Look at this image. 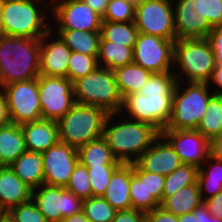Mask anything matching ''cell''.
<instances>
[{"label":"cell","mask_w":222,"mask_h":222,"mask_svg":"<svg viewBox=\"0 0 222 222\" xmlns=\"http://www.w3.org/2000/svg\"><path fill=\"white\" fill-rule=\"evenodd\" d=\"M178 81L174 73H152L137 93L123 98L120 114L145 122L161 132L172 114L173 94Z\"/></svg>","instance_id":"obj_1"},{"label":"cell","mask_w":222,"mask_h":222,"mask_svg":"<svg viewBox=\"0 0 222 222\" xmlns=\"http://www.w3.org/2000/svg\"><path fill=\"white\" fill-rule=\"evenodd\" d=\"M159 135L152 125L131 120L120 113L108 114L103 130V137L122 164L135 163Z\"/></svg>","instance_id":"obj_2"},{"label":"cell","mask_w":222,"mask_h":222,"mask_svg":"<svg viewBox=\"0 0 222 222\" xmlns=\"http://www.w3.org/2000/svg\"><path fill=\"white\" fill-rule=\"evenodd\" d=\"M40 76V38L0 35V88Z\"/></svg>","instance_id":"obj_3"},{"label":"cell","mask_w":222,"mask_h":222,"mask_svg":"<svg viewBox=\"0 0 222 222\" xmlns=\"http://www.w3.org/2000/svg\"><path fill=\"white\" fill-rule=\"evenodd\" d=\"M46 1L3 0L1 34L25 38L43 37L51 30V24L48 23L49 19L46 18V11L51 10V3Z\"/></svg>","instance_id":"obj_4"},{"label":"cell","mask_w":222,"mask_h":222,"mask_svg":"<svg viewBox=\"0 0 222 222\" xmlns=\"http://www.w3.org/2000/svg\"><path fill=\"white\" fill-rule=\"evenodd\" d=\"M215 66L214 54L206 38L175 41L172 72L178 82L208 83Z\"/></svg>","instance_id":"obj_5"},{"label":"cell","mask_w":222,"mask_h":222,"mask_svg":"<svg viewBox=\"0 0 222 222\" xmlns=\"http://www.w3.org/2000/svg\"><path fill=\"white\" fill-rule=\"evenodd\" d=\"M75 101L104 109L108 114L119 113L123 98L119 92L114 70L98 66L73 82Z\"/></svg>","instance_id":"obj_6"},{"label":"cell","mask_w":222,"mask_h":222,"mask_svg":"<svg viewBox=\"0 0 222 222\" xmlns=\"http://www.w3.org/2000/svg\"><path fill=\"white\" fill-rule=\"evenodd\" d=\"M182 83L178 82L174 90L172 114L163 130H197L214 95L208 83Z\"/></svg>","instance_id":"obj_7"},{"label":"cell","mask_w":222,"mask_h":222,"mask_svg":"<svg viewBox=\"0 0 222 222\" xmlns=\"http://www.w3.org/2000/svg\"><path fill=\"white\" fill-rule=\"evenodd\" d=\"M107 116L108 113L102 108L76 103L56 121L60 142L78 149L103 136Z\"/></svg>","instance_id":"obj_8"},{"label":"cell","mask_w":222,"mask_h":222,"mask_svg":"<svg viewBox=\"0 0 222 222\" xmlns=\"http://www.w3.org/2000/svg\"><path fill=\"white\" fill-rule=\"evenodd\" d=\"M134 23L140 33L176 40L172 0H144L135 6Z\"/></svg>","instance_id":"obj_9"},{"label":"cell","mask_w":222,"mask_h":222,"mask_svg":"<svg viewBox=\"0 0 222 222\" xmlns=\"http://www.w3.org/2000/svg\"><path fill=\"white\" fill-rule=\"evenodd\" d=\"M38 89L42 119L57 121L76 104L73 82L66 77L40 75Z\"/></svg>","instance_id":"obj_10"},{"label":"cell","mask_w":222,"mask_h":222,"mask_svg":"<svg viewBox=\"0 0 222 222\" xmlns=\"http://www.w3.org/2000/svg\"><path fill=\"white\" fill-rule=\"evenodd\" d=\"M2 90L12 123L21 125L42 119L38 78L11 83Z\"/></svg>","instance_id":"obj_11"},{"label":"cell","mask_w":222,"mask_h":222,"mask_svg":"<svg viewBox=\"0 0 222 222\" xmlns=\"http://www.w3.org/2000/svg\"><path fill=\"white\" fill-rule=\"evenodd\" d=\"M49 3L50 16L55 20L51 30H101L102 17L82 0H49Z\"/></svg>","instance_id":"obj_12"},{"label":"cell","mask_w":222,"mask_h":222,"mask_svg":"<svg viewBox=\"0 0 222 222\" xmlns=\"http://www.w3.org/2000/svg\"><path fill=\"white\" fill-rule=\"evenodd\" d=\"M31 199L48 222H61L83 210V200L65 187L42 184L32 190Z\"/></svg>","instance_id":"obj_13"},{"label":"cell","mask_w":222,"mask_h":222,"mask_svg":"<svg viewBox=\"0 0 222 222\" xmlns=\"http://www.w3.org/2000/svg\"><path fill=\"white\" fill-rule=\"evenodd\" d=\"M175 41L139 32L133 48V63L151 73L171 72Z\"/></svg>","instance_id":"obj_14"},{"label":"cell","mask_w":222,"mask_h":222,"mask_svg":"<svg viewBox=\"0 0 222 222\" xmlns=\"http://www.w3.org/2000/svg\"><path fill=\"white\" fill-rule=\"evenodd\" d=\"M41 154L43 157L44 184L66 187L78 162L77 149L59 141Z\"/></svg>","instance_id":"obj_15"},{"label":"cell","mask_w":222,"mask_h":222,"mask_svg":"<svg viewBox=\"0 0 222 222\" xmlns=\"http://www.w3.org/2000/svg\"><path fill=\"white\" fill-rule=\"evenodd\" d=\"M160 134L184 164L199 168L210 156V141L198 130H162Z\"/></svg>","instance_id":"obj_16"},{"label":"cell","mask_w":222,"mask_h":222,"mask_svg":"<svg viewBox=\"0 0 222 222\" xmlns=\"http://www.w3.org/2000/svg\"><path fill=\"white\" fill-rule=\"evenodd\" d=\"M177 39L206 38L213 28L202 16L201 0H172Z\"/></svg>","instance_id":"obj_17"},{"label":"cell","mask_w":222,"mask_h":222,"mask_svg":"<svg viewBox=\"0 0 222 222\" xmlns=\"http://www.w3.org/2000/svg\"><path fill=\"white\" fill-rule=\"evenodd\" d=\"M54 34L50 30L40 38V75L67 78L71 50Z\"/></svg>","instance_id":"obj_18"},{"label":"cell","mask_w":222,"mask_h":222,"mask_svg":"<svg viewBox=\"0 0 222 222\" xmlns=\"http://www.w3.org/2000/svg\"><path fill=\"white\" fill-rule=\"evenodd\" d=\"M143 171L167 175L182 164L179 155L160 134L135 162Z\"/></svg>","instance_id":"obj_19"},{"label":"cell","mask_w":222,"mask_h":222,"mask_svg":"<svg viewBox=\"0 0 222 222\" xmlns=\"http://www.w3.org/2000/svg\"><path fill=\"white\" fill-rule=\"evenodd\" d=\"M32 189L9 166L0 168V211L5 214L11 208L30 201Z\"/></svg>","instance_id":"obj_20"},{"label":"cell","mask_w":222,"mask_h":222,"mask_svg":"<svg viewBox=\"0 0 222 222\" xmlns=\"http://www.w3.org/2000/svg\"><path fill=\"white\" fill-rule=\"evenodd\" d=\"M27 151L43 153L59 140L55 120L41 119L21 124Z\"/></svg>","instance_id":"obj_21"},{"label":"cell","mask_w":222,"mask_h":222,"mask_svg":"<svg viewBox=\"0 0 222 222\" xmlns=\"http://www.w3.org/2000/svg\"><path fill=\"white\" fill-rule=\"evenodd\" d=\"M130 183L131 164H121L111 175L106 192L102 197L116 211L131 209Z\"/></svg>","instance_id":"obj_22"},{"label":"cell","mask_w":222,"mask_h":222,"mask_svg":"<svg viewBox=\"0 0 222 222\" xmlns=\"http://www.w3.org/2000/svg\"><path fill=\"white\" fill-rule=\"evenodd\" d=\"M9 167L32 190L44 184L41 153L25 151Z\"/></svg>","instance_id":"obj_23"},{"label":"cell","mask_w":222,"mask_h":222,"mask_svg":"<svg viewBox=\"0 0 222 222\" xmlns=\"http://www.w3.org/2000/svg\"><path fill=\"white\" fill-rule=\"evenodd\" d=\"M78 161L85 167L120 166L103 136L79 147Z\"/></svg>","instance_id":"obj_24"},{"label":"cell","mask_w":222,"mask_h":222,"mask_svg":"<svg viewBox=\"0 0 222 222\" xmlns=\"http://www.w3.org/2000/svg\"><path fill=\"white\" fill-rule=\"evenodd\" d=\"M27 151L21 125L10 123L0 127V164L10 166Z\"/></svg>","instance_id":"obj_25"},{"label":"cell","mask_w":222,"mask_h":222,"mask_svg":"<svg viewBox=\"0 0 222 222\" xmlns=\"http://www.w3.org/2000/svg\"><path fill=\"white\" fill-rule=\"evenodd\" d=\"M203 203L198 184L189 185L164 198L160 207L176 216L191 213Z\"/></svg>","instance_id":"obj_26"},{"label":"cell","mask_w":222,"mask_h":222,"mask_svg":"<svg viewBox=\"0 0 222 222\" xmlns=\"http://www.w3.org/2000/svg\"><path fill=\"white\" fill-rule=\"evenodd\" d=\"M57 34L71 52H79L88 56H98L100 31L52 30ZM56 31V32H55Z\"/></svg>","instance_id":"obj_27"},{"label":"cell","mask_w":222,"mask_h":222,"mask_svg":"<svg viewBox=\"0 0 222 222\" xmlns=\"http://www.w3.org/2000/svg\"><path fill=\"white\" fill-rule=\"evenodd\" d=\"M197 184L202 200L219 193L222 190V161L209 156L199 167Z\"/></svg>","instance_id":"obj_28"},{"label":"cell","mask_w":222,"mask_h":222,"mask_svg":"<svg viewBox=\"0 0 222 222\" xmlns=\"http://www.w3.org/2000/svg\"><path fill=\"white\" fill-rule=\"evenodd\" d=\"M114 73L122 98L129 94L137 93L152 74L135 63L116 68Z\"/></svg>","instance_id":"obj_29"},{"label":"cell","mask_w":222,"mask_h":222,"mask_svg":"<svg viewBox=\"0 0 222 222\" xmlns=\"http://www.w3.org/2000/svg\"><path fill=\"white\" fill-rule=\"evenodd\" d=\"M133 48L110 41L99 42L98 66L115 70L133 63Z\"/></svg>","instance_id":"obj_30"},{"label":"cell","mask_w":222,"mask_h":222,"mask_svg":"<svg viewBox=\"0 0 222 222\" xmlns=\"http://www.w3.org/2000/svg\"><path fill=\"white\" fill-rule=\"evenodd\" d=\"M132 208L135 210L148 212L160 207V204L154 198H147V189L145 188V171L136 163L131 164V183L129 188Z\"/></svg>","instance_id":"obj_31"},{"label":"cell","mask_w":222,"mask_h":222,"mask_svg":"<svg viewBox=\"0 0 222 222\" xmlns=\"http://www.w3.org/2000/svg\"><path fill=\"white\" fill-rule=\"evenodd\" d=\"M100 41H110L128 47H134L139 31L134 21L110 22L102 21Z\"/></svg>","instance_id":"obj_32"},{"label":"cell","mask_w":222,"mask_h":222,"mask_svg":"<svg viewBox=\"0 0 222 222\" xmlns=\"http://www.w3.org/2000/svg\"><path fill=\"white\" fill-rule=\"evenodd\" d=\"M197 130L209 141L222 135V101L218 95L214 94L210 98Z\"/></svg>","instance_id":"obj_33"},{"label":"cell","mask_w":222,"mask_h":222,"mask_svg":"<svg viewBox=\"0 0 222 222\" xmlns=\"http://www.w3.org/2000/svg\"><path fill=\"white\" fill-rule=\"evenodd\" d=\"M199 168L194 165L182 163L172 173L165 175L162 200L173 195L179 189L197 183Z\"/></svg>","instance_id":"obj_34"},{"label":"cell","mask_w":222,"mask_h":222,"mask_svg":"<svg viewBox=\"0 0 222 222\" xmlns=\"http://www.w3.org/2000/svg\"><path fill=\"white\" fill-rule=\"evenodd\" d=\"M85 217L90 222H112L116 210L103 198L92 196L83 200Z\"/></svg>","instance_id":"obj_35"},{"label":"cell","mask_w":222,"mask_h":222,"mask_svg":"<svg viewBox=\"0 0 222 222\" xmlns=\"http://www.w3.org/2000/svg\"><path fill=\"white\" fill-rule=\"evenodd\" d=\"M89 180L88 168L78 161L65 188L71 191L77 198L86 200L92 197Z\"/></svg>","instance_id":"obj_36"},{"label":"cell","mask_w":222,"mask_h":222,"mask_svg":"<svg viewBox=\"0 0 222 222\" xmlns=\"http://www.w3.org/2000/svg\"><path fill=\"white\" fill-rule=\"evenodd\" d=\"M98 56H88L79 52H71L67 78L74 82L98 67Z\"/></svg>","instance_id":"obj_37"},{"label":"cell","mask_w":222,"mask_h":222,"mask_svg":"<svg viewBox=\"0 0 222 222\" xmlns=\"http://www.w3.org/2000/svg\"><path fill=\"white\" fill-rule=\"evenodd\" d=\"M135 20V5L128 0H110L102 21L131 22Z\"/></svg>","instance_id":"obj_38"},{"label":"cell","mask_w":222,"mask_h":222,"mask_svg":"<svg viewBox=\"0 0 222 222\" xmlns=\"http://www.w3.org/2000/svg\"><path fill=\"white\" fill-rule=\"evenodd\" d=\"M4 217L10 222H48L32 199L11 208Z\"/></svg>","instance_id":"obj_39"},{"label":"cell","mask_w":222,"mask_h":222,"mask_svg":"<svg viewBox=\"0 0 222 222\" xmlns=\"http://www.w3.org/2000/svg\"><path fill=\"white\" fill-rule=\"evenodd\" d=\"M119 166L87 167L92 196L102 197L108 187L111 175Z\"/></svg>","instance_id":"obj_40"},{"label":"cell","mask_w":222,"mask_h":222,"mask_svg":"<svg viewBox=\"0 0 222 222\" xmlns=\"http://www.w3.org/2000/svg\"><path fill=\"white\" fill-rule=\"evenodd\" d=\"M164 182L165 175L145 171L147 198H154L160 204L162 201Z\"/></svg>","instance_id":"obj_41"},{"label":"cell","mask_w":222,"mask_h":222,"mask_svg":"<svg viewBox=\"0 0 222 222\" xmlns=\"http://www.w3.org/2000/svg\"><path fill=\"white\" fill-rule=\"evenodd\" d=\"M202 16L213 27L222 24V0H201Z\"/></svg>","instance_id":"obj_42"},{"label":"cell","mask_w":222,"mask_h":222,"mask_svg":"<svg viewBox=\"0 0 222 222\" xmlns=\"http://www.w3.org/2000/svg\"><path fill=\"white\" fill-rule=\"evenodd\" d=\"M206 39L210 43L216 65H222V24L213 26Z\"/></svg>","instance_id":"obj_43"},{"label":"cell","mask_w":222,"mask_h":222,"mask_svg":"<svg viewBox=\"0 0 222 222\" xmlns=\"http://www.w3.org/2000/svg\"><path fill=\"white\" fill-rule=\"evenodd\" d=\"M112 222H146V213L133 208L116 211Z\"/></svg>","instance_id":"obj_44"},{"label":"cell","mask_w":222,"mask_h":222,"mask_svg":"<svg viewBox=\"0 0 222 222\" xmlns=\"http://www.w3.org/2000/svg\"><path fill=\"white\" fill-rule=\"evenodd\" d=\"M146 222H178V216L157 207L146 212Z\"/></svg>","instance_id":"obj_45"},{"label":"cell","mask_w":222,"mask_h":222,"mask_svg":"<svg viewBox=\"0 0 222 222\" xmlns=\"http://www.w3.org/2000/svg\"><path fill=\"white\" fill-rule=\"evenodd\" d=\"M207 207L202 203L191 213L178 216V222H206Z\"/></svg>","instance_id":"obj_46"},{"label":"cell","mask_w":222,"mask_h":222,"mask_svg":"<svg viewBox=\"0 0 222 222\" xmlns=\"http://www.w3.org/2000/svg\"><path fill=\"white\" fill-rule=\"evenodd\" d=\"M203 203L211 215L222 219V190L215 196L203 200Z\"/></svg>","instance_id":"obj_47"},{"label":"cell","mask_w":222,"mask_h":222,"mask_svg":"<svg viewBox=\"0 0 222 222\" xmlns=\"http://www.w3.org/2000/svg\"><path fill=\"white\" fill-rule=\"evenodd\" d=\"M208 86L215 95L222 94V65H216ZM216 87V88H215Z\"/></svg>","instance_id":"obj_48"},{"label":"cell","mask_w":222,"mask_h":222,"mask_svg":"<svg viewBox=\"0 0 222 222\" xmlns=\"http://www.w3.org/2000/svg\"><path fill=\"white\" fill-rule=\"evenodd\" d=\"M12 123L9 109L7 105V99L4 91L0 88V127H5Z\"/></svg>","instance_id":"obj_49"},{"label":"cell","mask_w":222,"mask_h":222,"mask_svg":"<svg viewBox=\"0 0 222 222\" xmlns=\"http://www.w3.org/2000/svg\"><path fill=\"white\" fill-rule=\"evenodd\" d=\"M82 1L103 18V16L106 13L110 0H82Z\"/></svg>","instance_id":"obj_50"},{"label":"cell","mask_w":222,"mask_h":222,"mask_svg":"<svg viewBox=\"0 0 222 222\" xmlns=\"http://www.w3.org/2000/svg\"><path fill=\"white\" fill-rule=\"evenodd\" d=\"M210 156L218 161H222V135L210 141Z\"/></svg>","instance_id":"obj_51"},{"label":"cell","mask_w":222,"mask_h":222,"mask_svg":"<svg viewBox=\"0 0 222 222\" xmlns=\"http://www.w3.org/2000/svg\"><path fill=\"white\" fill-rule=\"evenodd\" d=\"M61 222H90V221H88V219L85 217L84 212L82 211L78 214H74L63 218Z\"/></svg>","instance_id":"obj_52"},{"label":"cell","mask_w":222,"mask_h":222,"mask_svg":"<svg viewBox=\"0 0 222 222\" xmlns=\"http://www.w3.org/2000/svg\"><path fill=\"white\" fill-rule=\"evenodd\" d=\"M206 222H222V219L211 215L210 213L206 214Z\"/></svg>","instance_id":"obj_53"},{"label":"cell","mask_w":222,"mask_h":222,"mask_svg":"<svg viewBox=\"0 0 222 222\" xmlns=\"http://www.w3.org/2000/svg\"><path fill=\"white\" fill-rule=\"evenodd\" d=\"M130 1L131 3H133L135 6L140 4L141 2H143L144 0H128Z\"/></svg>","instance_id":"obj_54"},{"label":"cell","mask_w":222,"mask_h":222,"mask_svg":"<svg viewBox=\"0 0 222 222\" xmlns=\"http://www.w3.org/2000/svg\"><path fill=\"white\" fill-rule=\"evenodd\" d=\"M3 0H0V35H1V9H2Z\"/></svg>","instance_id":"obj_55"},{"label":"cell","mask_w":222,"mask_h":222,"mask_svg":"<svg viewBox=\"0 0 222 222\" xmlns=\"http://www.w3.org/2000/svg\"><path fill=\"white\" fill-rule=\"evenodd\" d=\"M0 222H10L7 218L3 217Z\"/></svg>","instance_id":"obj_56"},{"label":"cell","mask_w":222,"mask_h":222,"mask_svg":"<svg viewBox=\"0 0 222 222\" xmlns=\"http://www.w3.org/2000/svg\"><path fill=\"white\" fill-rule=\"evenodd\" d=\"M4 217V214L0 211V220Z\"/></svg>","instance_id":"obj_57"}]
</instances>
